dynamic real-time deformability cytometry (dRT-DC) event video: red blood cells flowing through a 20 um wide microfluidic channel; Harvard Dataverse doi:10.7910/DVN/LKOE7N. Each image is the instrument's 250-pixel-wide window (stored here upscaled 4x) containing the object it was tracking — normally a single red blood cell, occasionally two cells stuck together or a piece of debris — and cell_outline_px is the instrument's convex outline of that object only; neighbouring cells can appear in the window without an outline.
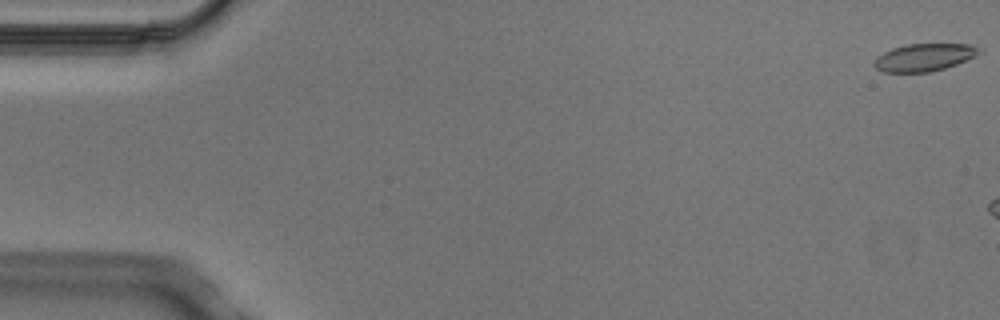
{"species": "Egyptian fruit bat (a non-hibernating species)", "species_latin": "Rousettus aegyptiacus", "temperature_condition": "cold", "stored_images_in_passage": 3, "camera_frame_rate_fps": 3000, "um_per_image_px": 0.085, "animal": {"sex": "male"}, "frame": {"image": 1, "passage_image": 1, "time_ms": 0.0, "image_size_px": [1000, 320], "cell_outline_px": [[980, 52], [976, 56], [956, 64], [932, 72], [880, 72], [872, 64], [876, 56], [892, 48], [908, 44], [972, 44], [980, 48]], "centroid_in_image_um": [78.52, 4.88], "position_along_channel_um": 6.5, "area_um2": 16.94}}